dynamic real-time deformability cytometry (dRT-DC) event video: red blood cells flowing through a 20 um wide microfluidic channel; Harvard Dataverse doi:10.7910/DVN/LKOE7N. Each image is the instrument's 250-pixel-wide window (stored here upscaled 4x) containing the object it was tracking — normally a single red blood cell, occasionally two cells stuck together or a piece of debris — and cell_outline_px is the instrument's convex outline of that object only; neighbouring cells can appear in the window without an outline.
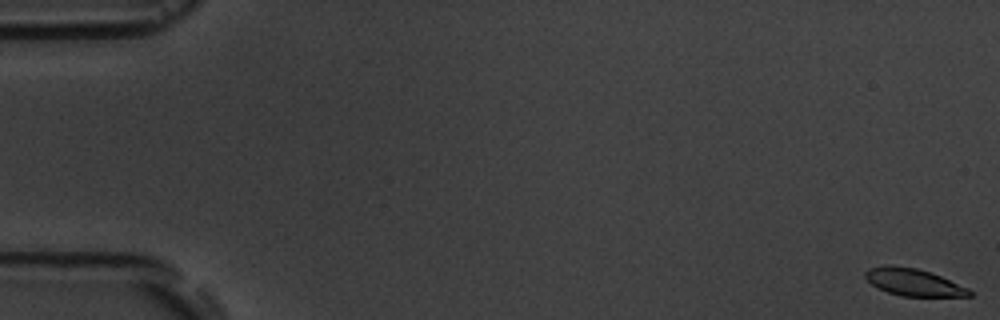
{"species": "common noctule bat (a hibernating species)", "species_latin": "Nyctalus noctula", "temperature_condition": "room temperature", "stored_images_in_passage": 7, "camera_frame_rate_fps": 3000, "um_per_image_px": 0.085, "animal": {"sex": "male", "body_mass_g": 19.5, "forearm_length_mm": 54.6}, "frame": {"image": 1, "passage_image": 1, "time_ms": 0.0, "image_size_px": [1000, 320], "cell_outline_px": [[972, 296], [900, 296], [888, 292], [872, 284], [864, 276], [864, 272], [868, 268], [884, 264], [888, 264], [916, 268], [940, 276], [968, 288], [972, 292]], "centroid_in_image_um": [77.61, 23.98], "position_along_channel_um": 7.4, "area_um2": 16.36}}
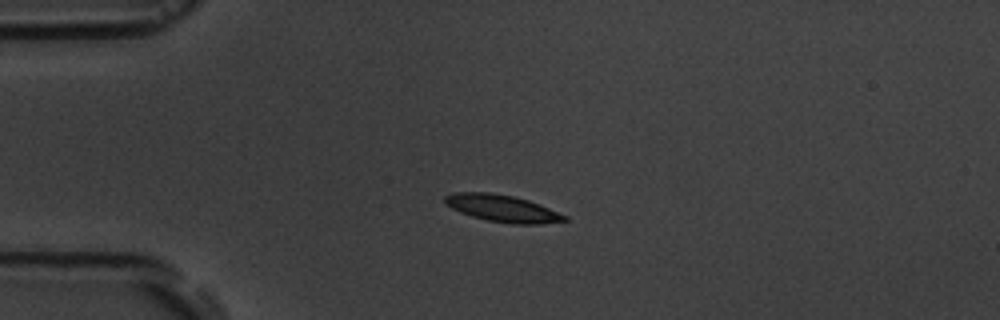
{"frame": {"image": 2, "passage_image": 5, "time_ms": 4.667, "image_size_px": [1000, 320], "cell_outline_px": [[568, 220], [540, 224], [512, 224], [488, 220], [472, 216], [460, 212], [444, 204], [444, 196], [452, 192], [488, 192], [512, 196], [528, 200], [568, 216]], "centroid_in_image_um": [42.67, 17.71], "position_along_channel_um": 42.3, "area_um2": 18.73}}
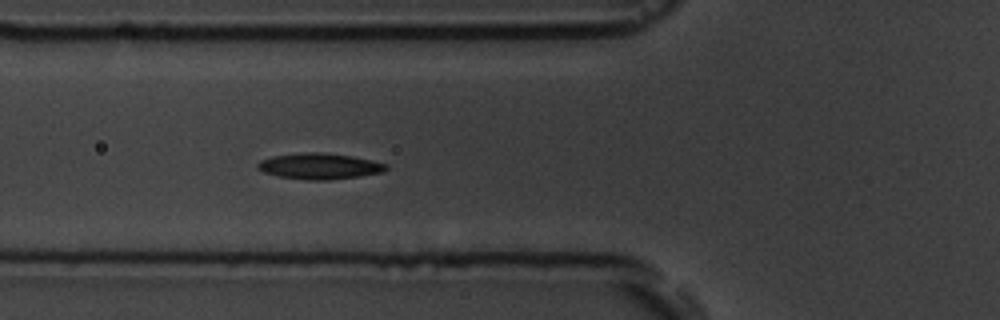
{"frame": {"image": 3, "passage_image": 7, "time_ms": 7.0, "image_size_px": [1000, 320], "cell_outline_px": [[388, 168], [384, 172], [360, 176], [328, 180], [308, 180], [280, 176], [264, 172], [256, 168], [256, 164], [260, 160], [272, 156], [304, 152], [324, 152], [352, 156], [372, 160], [388, 164]], "centroid_in_image_um": [27.17, 14.12], "position_along_channel_um": 98.6, "area_um2": 19.54}}